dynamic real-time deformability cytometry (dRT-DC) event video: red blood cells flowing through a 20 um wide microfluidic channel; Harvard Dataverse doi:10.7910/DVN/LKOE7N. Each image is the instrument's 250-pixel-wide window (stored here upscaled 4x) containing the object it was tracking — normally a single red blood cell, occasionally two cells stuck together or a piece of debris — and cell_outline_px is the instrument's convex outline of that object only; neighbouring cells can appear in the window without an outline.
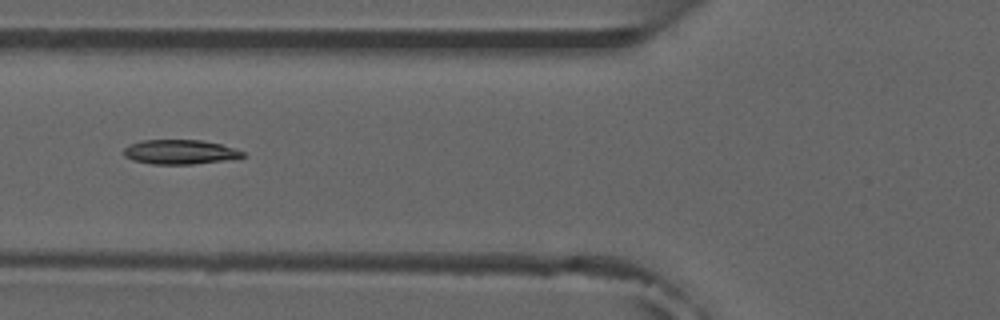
{"species": "common noctule bat (a hibernating species)", "species_latin": "Nyctalus noctula", "temperature_condition": "room temperature", "stored_images_in_passage": 5, "camera_frame_rate_fps": 3000, "um_per_image_px": 0.085, "animal": {"sex": "male", "forearm_length_mm": 52.5}, "frame": {"image": 1, "passage_image": 5, "time_ms": 5.333, "image_size_px": [1000, 320], "cell_outline_px": [[244, 156], [224, 160], [192, 164], [152, 164], [132, 160], [124, 156], [124, 148], [140, 140], [200, 140], [220, 144], [244, 152]], "centroid_in_image_um": [15.24, 12.92], "position_along_channel_um": 110.6, "area_um2": 16.7}}